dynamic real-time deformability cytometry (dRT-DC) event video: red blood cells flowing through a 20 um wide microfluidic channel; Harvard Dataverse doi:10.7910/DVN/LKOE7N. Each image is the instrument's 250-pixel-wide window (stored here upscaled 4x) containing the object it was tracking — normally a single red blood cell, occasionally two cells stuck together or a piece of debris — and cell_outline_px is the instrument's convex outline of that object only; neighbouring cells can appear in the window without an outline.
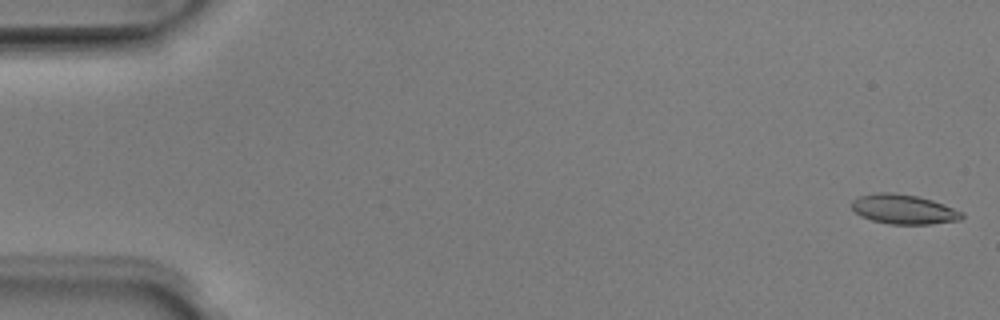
{"species": "Egyptian fruit bat (a non-hibernating species)", "species_latin": "Rousettus aegyptiacus", "temperature_condition": "room temperature", "stored_images_in_passage": 51, "camera_frame_rate_fps": 3000, "um_per_image_px": 0.085, "animal": {"sex": "male"}, "frame": {"image": 1, "passage_image": 1, "time_ms": 0.0, "image_size_px": [1000, 320], "cell_outline_px": [[964, 216], [960, 220], [932, 224], [888, 224], [872, 220], [860, 216], [852, 208], [852, 200], [860, 196], [880, 192], [892, 192], [916, 196], [932, 200], [944, 204], [964, 212]], "centroid_in_image_um": [76.83, 17.79], "position_along_channel_um": 8.2, "area_um2": 19.02}}
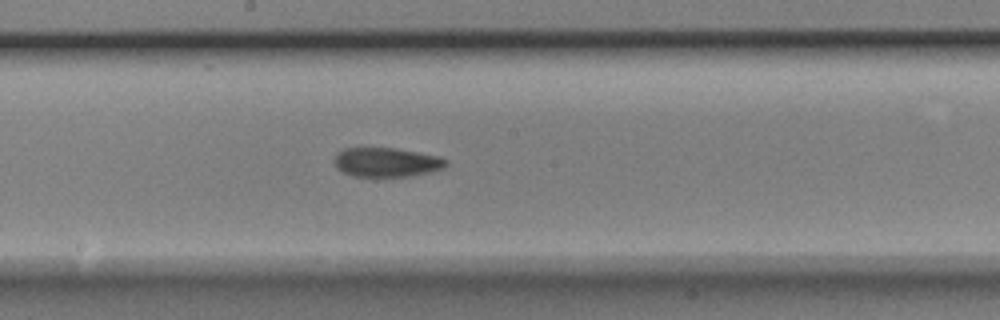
{"frame": {"image": 2, "passage_image": 27, "time_ms": 8.667, "image_size_px": [1000, 320], "cell_outline_px": [[448, 164], [444, 168], [432, 172], [412, 176], [376, 180], [352, 176], [336, 168], [332, 160], [336, 152], [344, 148], [396, 148], [440, 156], [448, 160]], "centroid_in_image_um": [32.83, 13.84], "position_along_channel_um": 215.4, "area_um2": 20.23}}
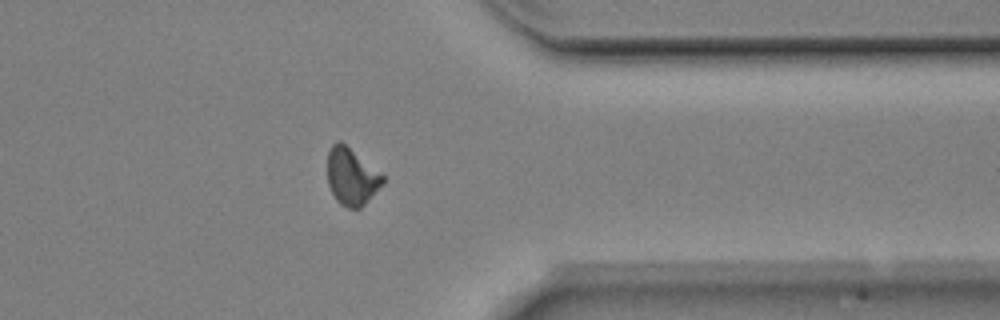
{"frame": {"image": 3, "passage_image": 40, "time_ms": 13.0, "image_size_px": [1000, 320], "cell_outline_px": [[384, 184], [360, 208], [348, 208], [340, 204], [336, 200], [328, 184], [328, 148], [332, 144], [340, 140], [384, 176]], "centroid_in_image_um": [29.87, 15.02], "position_along_channel_um": 381.5, "area_um2": 18.21}}